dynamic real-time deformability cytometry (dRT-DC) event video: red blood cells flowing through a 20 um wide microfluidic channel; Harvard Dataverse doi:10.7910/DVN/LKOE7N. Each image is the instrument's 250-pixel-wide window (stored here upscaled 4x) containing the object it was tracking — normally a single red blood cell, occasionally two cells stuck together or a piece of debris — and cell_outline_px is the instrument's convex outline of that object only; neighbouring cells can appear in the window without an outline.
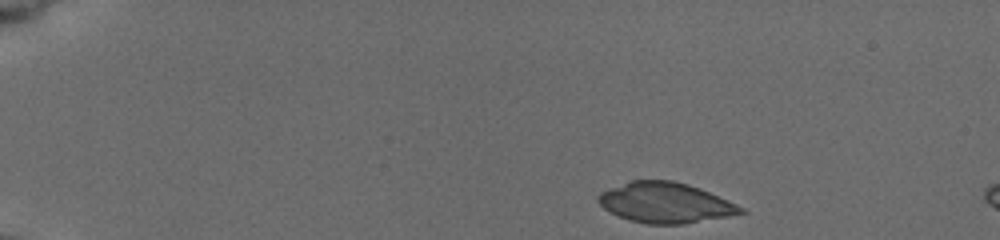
{"species": "common noctule bat (a hibernating species)", "species_latin": "Nyctalus noctula", "temperature_condition": "cold", "stored_images_in_passage": 23, "camera_frame_rate_fps": 3000, "um_per_image_px": 0.085, "animal": {"sex": "female", "body_mass_g": 19.5, "forearm_length_mm": 54.1}, "frame": {"image": 1, "passage_image": 1, "time_ms": 0.0, "image_size_px": [1000, 240], "cell_outline_px": [[748, 212], [728, 216], [680, 224], [648, 224], [628, 220], [608, 212], [596, 200], [596, 196], [600, 192], [608, 188], [632, 180], [672, 180], [688, 184], [700, 188], [728, 200], [744, 208]], "centroid_in_image_um": [56.51, 17.22], "position_along_channel_um": 28.5, "area_um2": 33.58}}